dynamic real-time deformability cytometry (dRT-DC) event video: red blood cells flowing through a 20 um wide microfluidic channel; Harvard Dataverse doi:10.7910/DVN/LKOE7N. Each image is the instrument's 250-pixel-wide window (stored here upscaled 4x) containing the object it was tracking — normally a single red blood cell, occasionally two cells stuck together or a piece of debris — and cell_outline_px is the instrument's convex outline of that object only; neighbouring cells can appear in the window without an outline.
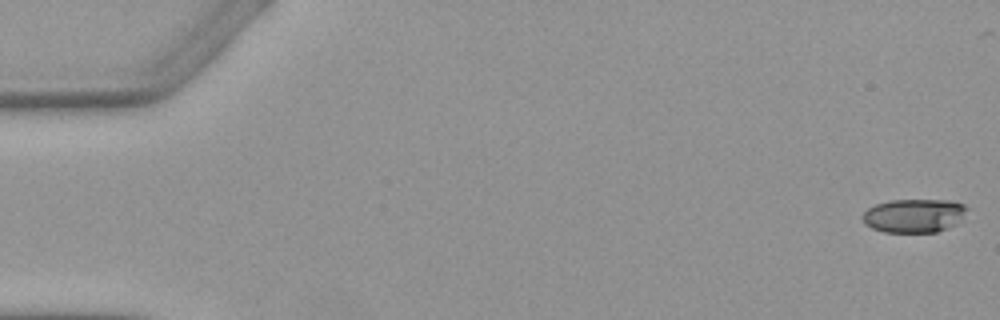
{"species": "Egyptian fruit bat (a non-hibernating species)", "species_latin": "Rousettus aegyptiacus", "temperature_condition": "warm", "stored_images_in_passage": 5, "camera_frame_rate_fps": 3000, "um_per_image_px": 0.085, "animal": {"sex": "female"}, "frame": {"image": 1, "passage_image": 1, "time_ms": 0.0, "image_size_px": [1000, 320], "cell_outline_px": [[968, 208], [960, 220], [956, 224], [948, 228], [936, 232], [884, 232], [872, 228], [864, 224], [860, 216], [868, 208], [876, 204], [892, 200], [948, 200], [964, 204]], "centroid_in_image_um": [77.67, 18.33], "position_along_channel_um": 7.3, "area_um2": 20.58}}
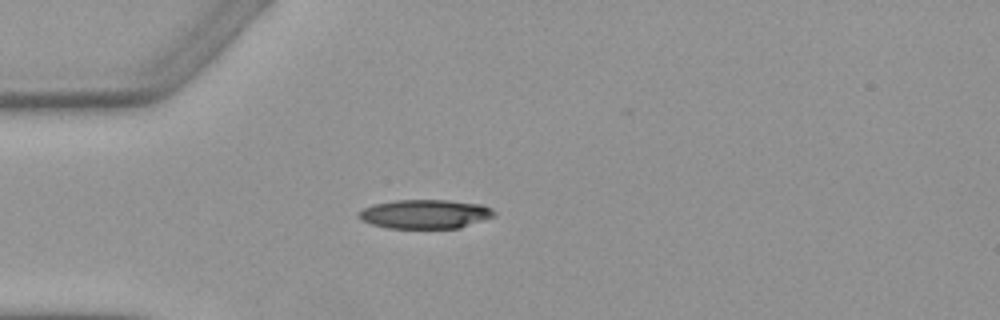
{"frame": {"image": 2, "passage_image": 4, "time_ms": 4.667, "image_size_px": [1000, 320], "cell_outline_px": [[496, 216], [460, 228], [388, 228], [372, 224], [360, 220], [356, 216], [364, 208], [372, 204], [396, 200], [448, 200], [480, 204], [492, 208], [496, 212]], "centroid_in_image_um": [36.15, 18.19], "position_along_channel_um": 48.9, "area_um2": 23.06}}